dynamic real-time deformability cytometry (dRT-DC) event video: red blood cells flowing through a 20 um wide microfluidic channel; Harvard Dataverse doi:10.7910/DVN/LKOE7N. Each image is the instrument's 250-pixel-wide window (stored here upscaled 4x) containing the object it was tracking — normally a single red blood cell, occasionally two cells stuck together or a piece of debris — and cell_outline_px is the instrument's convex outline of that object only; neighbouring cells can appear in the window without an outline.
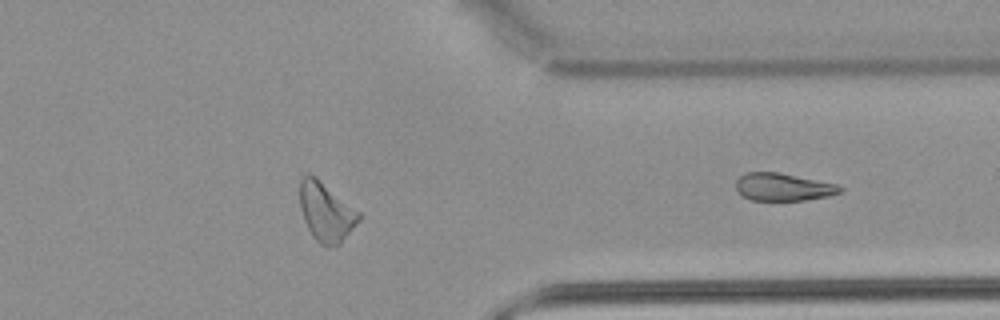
{"species": "common noctule bat (a hibernating species)", "species_latin": "Nyctalus noctula", "temperature_condition": "warm", "stored_images_in_passage": 44, "segment_of_instrument_passage": [2, 2], "camera_frame_rate_fps": 3000, "um_per_image_px": 0.085, "animal": {"sex": "male", "body_mass_g": 21.5, "forearm_length_mm": 52.0}, "frame": {"image": 1, "passage_image": 44, "time_ms": 14.333, "image_size_px": [1000, 320], "cell_outline_px": [[844, 188], [840, 192], [828, 196], [804, 200], [752, 200], [744, 196], [736, 188], [736, 180], [744, 172], [780, 172], [836, 184]], "centroid_in_image_um": [66.56, 15.88], "position_along_channel_um": 344.8, "area_um2": 16.65}}